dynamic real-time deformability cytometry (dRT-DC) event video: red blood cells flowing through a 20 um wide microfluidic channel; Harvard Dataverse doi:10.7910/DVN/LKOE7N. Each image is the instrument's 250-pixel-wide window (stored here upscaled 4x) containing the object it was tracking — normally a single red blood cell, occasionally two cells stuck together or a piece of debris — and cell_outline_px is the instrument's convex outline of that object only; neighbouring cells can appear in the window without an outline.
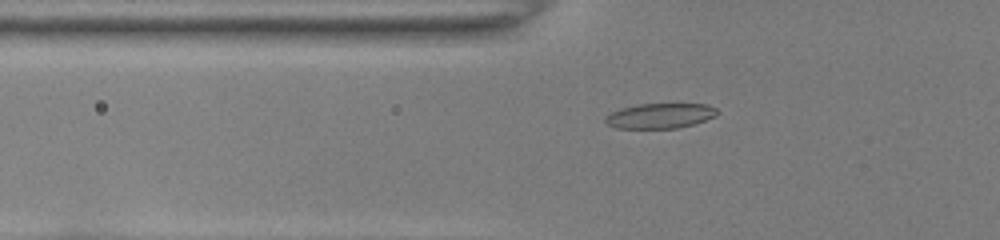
{"species": "common noctule bat (a hibernating species)", "species_latin": "Nyctalus noctula", "temperature_condition": "room temperature", "stored_images_in_passage": 39, "camera_frame_rate_fps": 3000, "um_per_image_px": 0.085, "animal": {"sex": "female", "body_mass_g": 22.0, "forearm_length_mm": 56.7}, "frame": {"image": 1, "passage_image": 7, "time_ms": 2.0, "image_size_px": [1000, 240], "cell_outline_px": [[720, 112], [716, 116], [692, 124], [676, 128], [616, 128], [608, 124], [604, 120], [604, 116], [608, 112], [620, 108], [636, 104], [708, 104], [716, 108]], "centroid_in_image_um": [56.07, 9.83], "position_along_channel_um": 69.7, "area_um2": 16.47}}
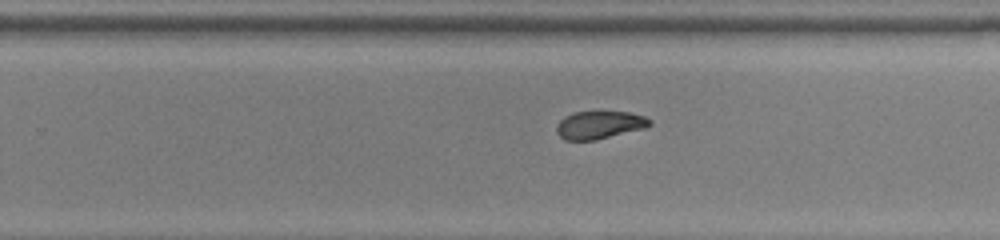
{"frame": {"image": 2, "passage_image": 23, "time_ms": 7.333, "image_size_px": [1000, 240], "cell_outline_px": [[652, 124], [644, 128], [596, 140], [564, 140], [556, 132], [556, 124], [564, 116], [572, 112], [628, 112], [644, 116], [652, 120]], "centroid_in_image_um": [50.93, 10.62], "position_along_channel_um": 278.9, "area_um2": 15.14}}
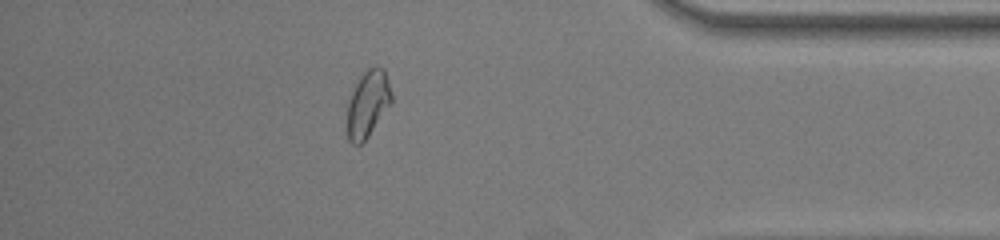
{"frame": {"image": 3, "passage_image": 34, "time_ms": 11.0, "image_size_px": [1000, 240], "cell_outline_px": [[392, 104], [368, 136], [360, 144], [352, 144], [348, 140], [348, 100], [360, 76], [368, 68], [376, 64], [384, 68], [388, 80], [392, 96]], "centroid_in_image_um": [31.29, 8.79], "position_along_channel_um": 403.9, "area_um2": 17.22}, "authors_computed_cell_mechanics": {"area_um2": 16.473, "velocity_mm_per_s": 4.0028, "shape_relaxation_time_tau1_ms": null, "shape_relaxation_time_tau2_ms": 1.3737, "deformation_change_tau1": null, "deformation_change_tau2": 0.069}}